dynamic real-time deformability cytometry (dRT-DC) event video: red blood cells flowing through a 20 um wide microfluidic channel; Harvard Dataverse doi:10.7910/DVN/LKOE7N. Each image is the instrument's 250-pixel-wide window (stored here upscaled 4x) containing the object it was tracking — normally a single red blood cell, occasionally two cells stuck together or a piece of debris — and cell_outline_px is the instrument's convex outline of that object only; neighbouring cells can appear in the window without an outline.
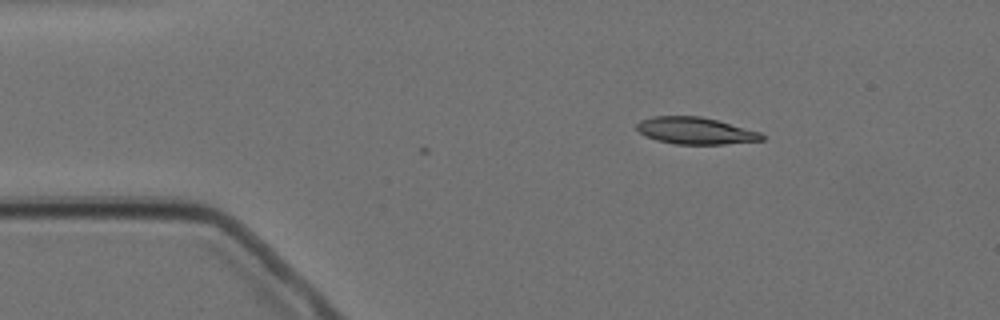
{"species": "Egyptian fruit bat (a non-hibernating species)", "species_latin": "Rousettus aegyptiacus", "temperature_condition": "cold", "stored_images_in_passage": 3, "camera_frame_rate_fps": 3000, "um_per_image_px": 0.085, "animal": {"sex": "female"}, "frame": {"image": 1, "passage_image": 3, "time_ms": 2.333, "image_size_px": [1000, 320], "cell_outline_px": [[764, 140], [724, 144], [676, 144], [656, 140], [640, 132], [636, 128], [636, 124], [640, 120], [652, 116], [700, 116], [716, 120], [760, 132], [764, 136]], "centroid_in_image_um": [59.09, 11.11], "position_along_channel_um": 25.9, "area_um2": 19.42}}